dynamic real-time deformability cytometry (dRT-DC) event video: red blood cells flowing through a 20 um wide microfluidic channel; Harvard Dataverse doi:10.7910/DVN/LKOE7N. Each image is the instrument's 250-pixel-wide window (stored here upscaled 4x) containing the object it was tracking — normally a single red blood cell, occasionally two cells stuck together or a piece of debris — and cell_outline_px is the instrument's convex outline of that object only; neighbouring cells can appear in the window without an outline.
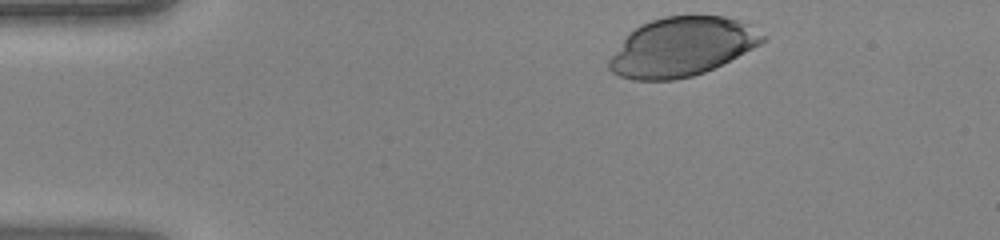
{"species": "human", "species_latin": "Homo sapiens", "temperature_condition": "warm", "stored_images_in_passage": 31, "camera_frame_rate_fps": 3000, "um_per_image_px": 0.085, "donor": {"sex": "female"}, "frame": {"image": 1, "passage_image": 1, "time_ms": 0.0, "image_size_px": [1000, 240], "cell_outline_px": [[764, 40], [760, 44], [704, 72], [692, 76], [672, 80], [632, 80], [620, 76], [612, 72], [608, 68], [608, 60], [624, 40], [640, 24], [664, 16], [724, 16], [748, 24], [764, 36]], "centroid_in_image_um": [57.91, 3.99], "position_along_channel_um": 27.1, "area_um2": 51.73}}